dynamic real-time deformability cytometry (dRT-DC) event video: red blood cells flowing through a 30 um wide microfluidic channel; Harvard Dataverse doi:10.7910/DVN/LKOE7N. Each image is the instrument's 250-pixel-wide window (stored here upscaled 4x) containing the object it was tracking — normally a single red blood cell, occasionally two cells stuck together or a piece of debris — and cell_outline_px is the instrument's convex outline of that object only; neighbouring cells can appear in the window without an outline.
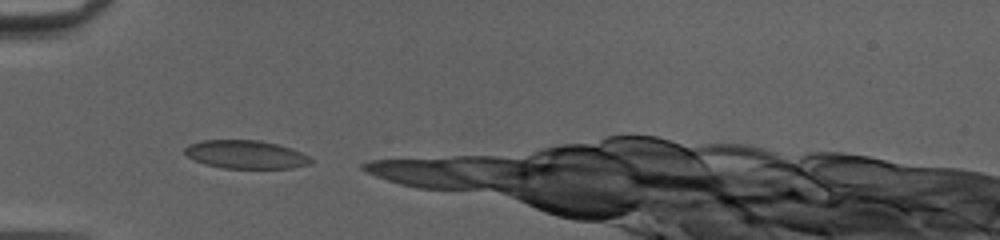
{"species": "common noctule bat (a hibernating species)", "species_latin": "Nyctalus noctula", "temperature_condition": "cold", "stored_images_in_passage": 7, "camera_frame_rate_fps": 3000, "um_per_image_px": 0.085, "animal": {"sex": "female", "body_mass_g": 20.0, "forearm_length_mm": 54.0}, "frame": {"image": 1, "passage_image": 1, "time_ms": 0.0, "image_size_px": [1000, 240], "cell_outline_px": [[312, 164], [292, 168], [224, 168], [204, 164], [188, 156], [184, 152], [184, 148], [188, 144], [200, 140], [260, 140], [292, 148], [308, 156], [312, 160]], "centroid_in_image_um": [20.89, 13.13], "position_along_channel_um": 64.1, "area_um2": 20.81}}
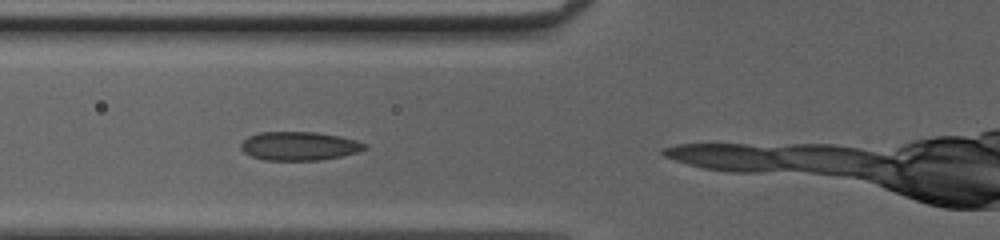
{"frame": {"image": 2, "passage_image": 4, "time_ms": 1.0, "image_size_px": [1000, 240], "cell_outline_px": [[368, 148], [356, 152], [340, 156], [320, 160], [264, 160], [252, 156], [244, 152], [240, 148], [240, 144], [248, 136], [260, 132], [316, 132], [340, 136], [356, 140], [368, 144]], "centroid_in_image_um": [25.43, 12.41], "position_along_channel_um": 100.4, "area_um2": 20.69}}